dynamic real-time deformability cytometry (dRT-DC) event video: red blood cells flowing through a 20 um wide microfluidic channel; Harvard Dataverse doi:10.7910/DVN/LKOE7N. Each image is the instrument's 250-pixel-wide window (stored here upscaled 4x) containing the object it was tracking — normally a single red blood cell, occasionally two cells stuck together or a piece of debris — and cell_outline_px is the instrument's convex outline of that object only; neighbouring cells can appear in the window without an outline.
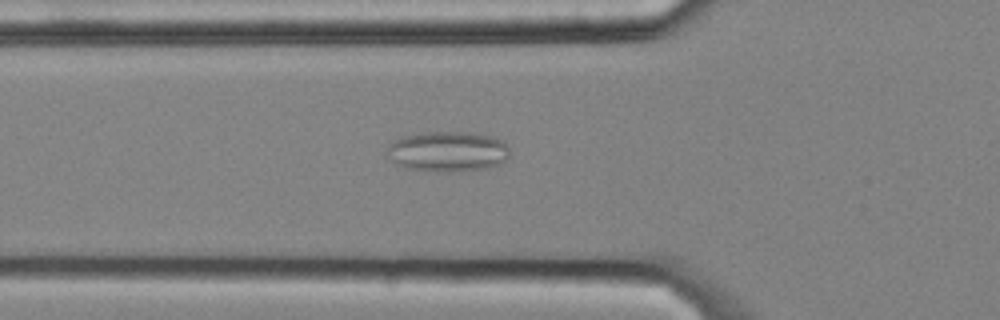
{"species": "common noctule bat (a hibernating species)", "species_latin": "Nyctalus noctula", "temperature_condition": "cold", "stored_images_in_passage": 6, "camera_frame_rate_fps": 3000, "um_per_image_px": 0.085, "animal": {"sex": "male", "body_mass_g": 20.4}, "frame": {"image": 1, "passage_image": 6, "time_ms": 1.667, "image_size_px": [1000, 320], "cell_outline_px": [[508, 156], [500, 164], [492, 168], [460, 172], [436, 172], [404, 168], [396, 164], [388, 156], [388, 144], [400, 136], [420, 132], [468, 132], [492, 136], [504, 140], [508, 148]], "centroid_in_image_um": [38.05, 12.89], "position_along_channel_um": 87.7, "area_um2": 29.48}}